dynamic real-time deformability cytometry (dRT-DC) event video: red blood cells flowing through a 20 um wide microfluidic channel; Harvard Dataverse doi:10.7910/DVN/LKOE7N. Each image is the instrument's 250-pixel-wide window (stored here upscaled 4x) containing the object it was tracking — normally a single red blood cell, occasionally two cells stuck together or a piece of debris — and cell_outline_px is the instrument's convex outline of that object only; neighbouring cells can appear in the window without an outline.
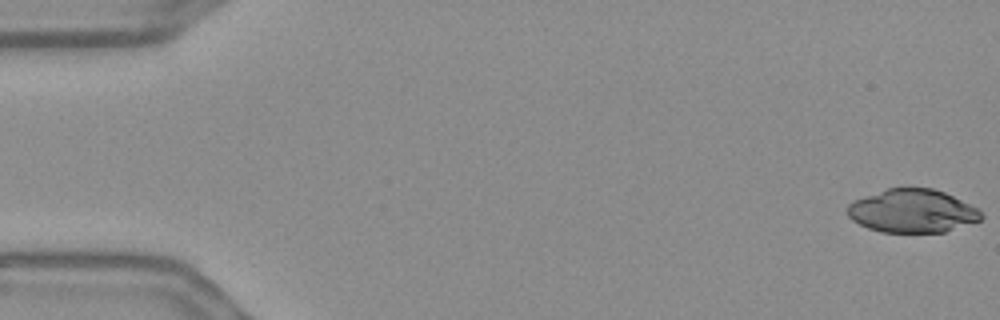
{"species": "Egyptian fruit bat (a non-hibernating species)", "species_latin": "Rousettus aegyptiacus", "temperature_condition": "warm", "stored_images_in_passage": 55, "camera_frame_rate_fps": 3000, "um_per_image_px": 0.085, "frame": {"image": 1, "passage_image": 1, "time_ms": 0.0, "image_size_px": [1000, 320], "cell_outline_px": [[984, 216], [980, 220], [944, 232], [880, 232], [868, 228], [852, 220], [848, 216], [848, 204], [852, 200], [888, 188], [932, 188], [944, 192], [976, 208]], "centroid_in_image_um": [77.51, 17.93], "position_along_channel_um": 7.5, "area_um2": 33.47}}